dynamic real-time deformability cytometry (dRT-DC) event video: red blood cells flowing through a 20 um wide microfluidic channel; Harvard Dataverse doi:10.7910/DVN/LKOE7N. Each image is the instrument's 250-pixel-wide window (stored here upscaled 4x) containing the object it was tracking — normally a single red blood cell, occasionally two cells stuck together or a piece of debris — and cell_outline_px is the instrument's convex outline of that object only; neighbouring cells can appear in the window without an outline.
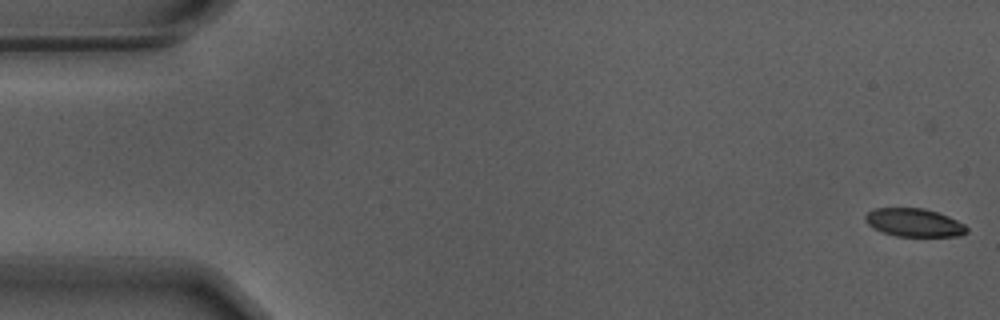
{"species": "Egyptian fruit bat (a non-hibernating species)", "species_latin": "Rousettus aegyptiacus", "temperature_condition": "warm", "stored_images_in_passage": 56, "camera_frame_rate_fps": 3000, "um_per_image_px": 0.085, "animal": {"sex": "male"}, "frame": {"image": 1, "passage_image": 1, "time_ms": 0.0, "image_size_px": [1000, 320], "cell_outline_px": [[968, 232], [960, 236], [896, 236], [884, 232], [868, 224], [864, 220], [864, 216], [868, 212], [876, 208], [924, 208], [948, 216], [964, 224], [968, 228]], "centroid_in_image_um": [77.72, 18.92], "position_along_channel_um": 7.3, "area_um2": 16.53}}
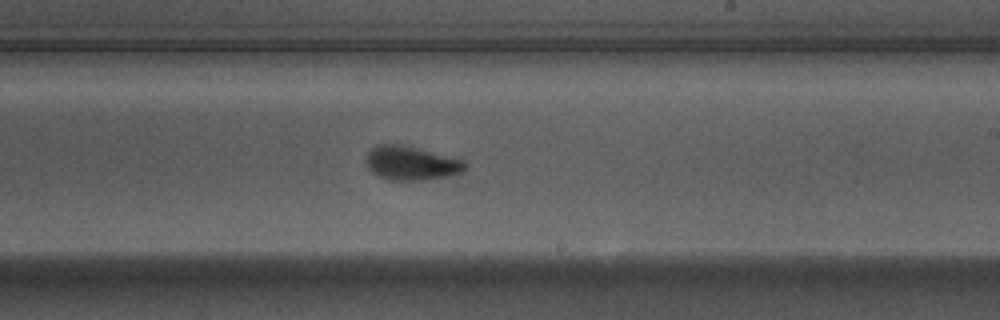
{"frame": {"image": 2, "passage_image": 33, "time_ms": 10.667, "image_size_px": [1000, 320], "cell_outline_px": [[468, 164], [464, 172], [448, 176], [424, 180], [388, 180], [376, 176], [368, 168], [368, 152], [376, 144], [396, 144], [416, 148], [464, 160]], "centroid_in_image_um": [34.97, 13.89], "position_along_channel_um": 254.0, "area_um2": 19.48}}
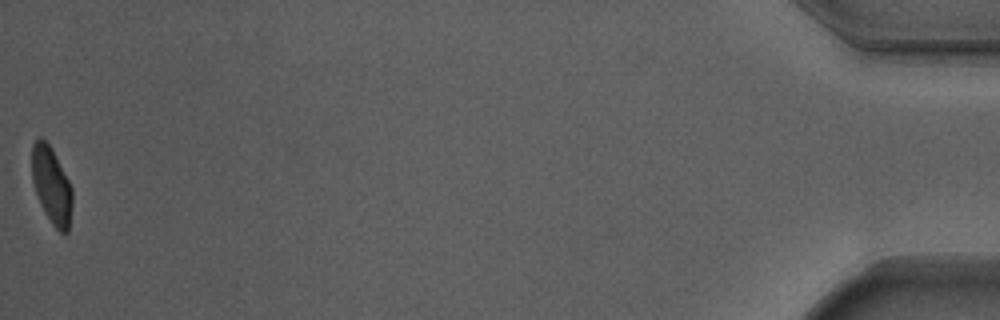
{"frame": {"image": 3, "passage_image": 56, "time_ms": 18.333, "image_size_px": [1000, 320], "cell_outline_px": [[72, 204], [68, 232], [64, 236], [52, 224], [44, 212], [40, 204], [32, 180], [32, 144], [40, 136], [52, 148], [72, 188]], "centroid_in_image_um": [4.38, 15.78], "position_along_channel_um": 430.8, "area_um2": 18.03}, "authors_computed_cell_mechanics": {"area_um2": 19.0162, "velocity_mm_per_s": 3.6859, "shape_relaxation_time_tau1_ms": 2.0542, "shape_relaxation_time_tau2_ms": 1.2383, "deformation_change_tau1": 0.1542, "deformation_change_tau2": 0.0562}}